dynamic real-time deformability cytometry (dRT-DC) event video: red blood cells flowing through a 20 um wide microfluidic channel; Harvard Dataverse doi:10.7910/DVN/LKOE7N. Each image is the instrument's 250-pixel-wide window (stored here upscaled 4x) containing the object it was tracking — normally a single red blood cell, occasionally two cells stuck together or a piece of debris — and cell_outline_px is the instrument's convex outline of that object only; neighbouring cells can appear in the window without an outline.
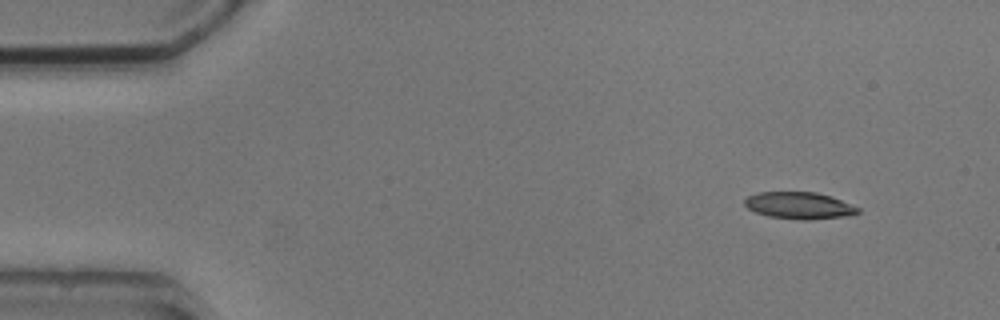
{"species": "common noctule bat (a hibernating species)", "species_latin": "Nyctalus noctula", "temperature_condition": "cold", "stored_images_in_passage": 5, "camera_frame_rate_fps": 3000, "um_per_image_px": 0.085, "animal": {"sex": "male", "body_mass_g": 20.5, "forearm_length_mm": 52.5}, "frame": {"image": 1, "passage_image": 1, "time_ms": 0.0, "image_size_px": [1000, 320], "cell_outline_px": [[860, 212], [844, 216], [808, 220], [800, 220], [768, 216], [756, 212], [748, 208], [744, 204], [744, 200], [748, 196], [756, 192], [816, 192], [832, 196], [860, 208]], "centroid_in_image_um": [67.92, 17.46], "position_along_channel_um": 17.1, "area_um2": 17.74}}
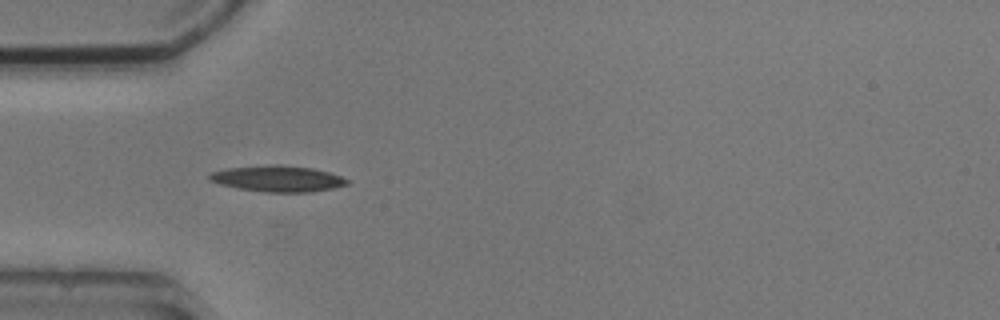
{"frame": {"image": 2, "passage_image": 4, "time_ms": 3.667, "image_size_px": [1000, 320], "cell_outline_px": [[348, 184], [332, 188], [312, 192], [268, 192], [240, 188], [220, 184], [208, 180], [208, 176], [212, 172], [228, 168], [268, 164], [280, 164], [312, 168], [328, 172], [340, 176], [348, 180]], "centroid_in_image_um": [23.6, 15.17], "position_along_channel_um": 61.4, "area_um2": 20.81}}